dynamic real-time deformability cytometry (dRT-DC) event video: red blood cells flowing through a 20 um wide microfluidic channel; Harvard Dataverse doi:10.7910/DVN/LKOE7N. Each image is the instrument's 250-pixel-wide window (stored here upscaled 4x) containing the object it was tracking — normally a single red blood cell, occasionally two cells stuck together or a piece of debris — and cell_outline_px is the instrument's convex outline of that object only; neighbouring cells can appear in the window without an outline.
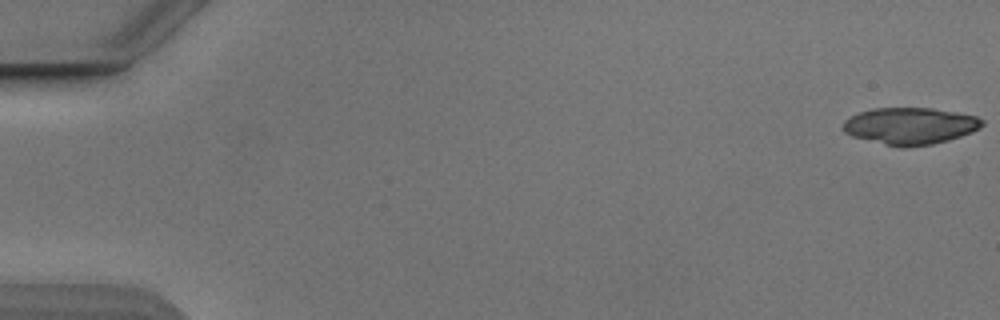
{"species": "Egyptian fruit bat (a non-hibernating species)", "species_latin": "Rousettus aegyptiacus", "temperature_condition": "cold", "stored_images_in_passage": 9, "camera_frame_rate_fps": 3000, "um_per_image_px": 0.085, "animal": {"sex": "male"}, "frame": {"image": 1, "passage_image": 1, "time_ms": 0.0, "image_size_px": [1000, 320], "cell_outline_px": [[984, 124], [980, 128], [972, 132], [948, 140], [932, 144], [904, 148], [900, 148], [852, 136], [844, 132], [844, 120], [860, 112], [872, 108], [932, 108], [956, 112], [976, 116], [984, 120]], "centroid_in_image_um": [77.38, 10.71], "position_along_channel_um": 7.6, "area_um2": 29.82}}